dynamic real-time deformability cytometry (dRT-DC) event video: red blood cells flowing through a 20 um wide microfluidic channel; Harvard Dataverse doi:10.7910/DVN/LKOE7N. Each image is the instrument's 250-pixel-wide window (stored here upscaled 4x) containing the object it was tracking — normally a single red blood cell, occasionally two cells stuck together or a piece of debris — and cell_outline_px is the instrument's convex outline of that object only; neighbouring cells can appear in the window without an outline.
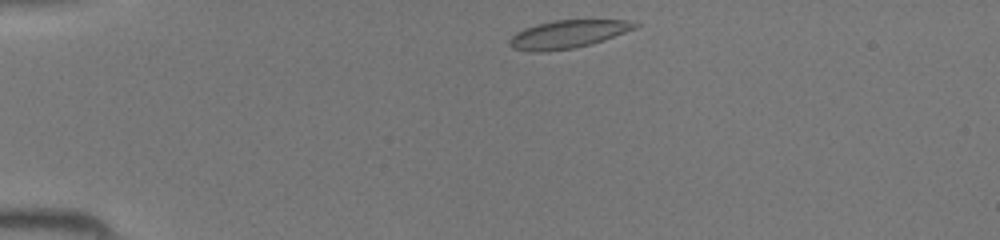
{"species": "common noctule bat (a hibernating species)", "species_latin": "Nyctalus noctula", "temperature_condition": "room temperature", "stored_images_in_passage": 36, "camera_frame_rate_fps": 3000, "um_per_image_px": 0.085, "animal": {"sex": "female", "body_mass_g": 19.5, "forearm_length_mm": 54.1}, "frame": {"image": 1, "passage_image": 1, "time_ms": 0.0, "image_size_px": [1000, 240], "cell_outline_px": [[640, 24], [636, 28], [604, 40], [592, 44], [572, 48], [544, 52], [532, 52], [512, 48], [508, 44], [508, 40], [516, 32], [524, 28], [536, 24], [556, 20], [624, 20]], "centroid_in_image_um": [48.22, 2.91], "position_along_channel_um": 36.8, "area_um2": 20.46}}
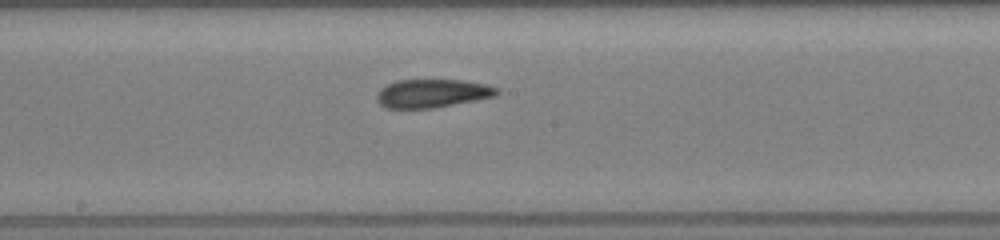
{"frame": {"image": 2, "passage_image": 16, "time_ms": 5.0, "image_size_px": [1000, 240], "cell_outline_px": [[500, 92], [496, 96], [436, 108], [388, 108], [380, 104], [376, 100], [376, 96], [380, 88], [396, 80], [464, 80], [484, 84], [500, 88]], "centroid_in_image_um": [36.76, 7.93], "position_along_channel_um": 211.4, "area_um2": 20.0}}
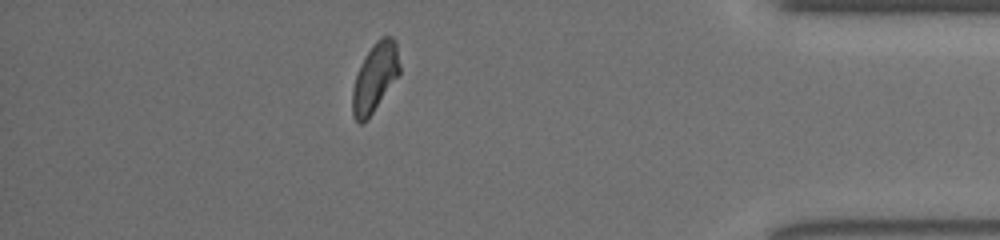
{"frame": {"image": 3, "passage_image": 31, "time_ms": 10.0, "image_size_px": [1000, 240], "cell_outline_px": [[400, 72], [372, 112], [360, 124], [352, 116], [352, 88], [356, 76], [364, 56], [376, 40], [380, 36], [392, 36], [396, 40], [400, 64]], "centroid_in_image_um": [31.87, 6.52], "position_along_channel_um": 403.3, "area_um2": 18.61}}